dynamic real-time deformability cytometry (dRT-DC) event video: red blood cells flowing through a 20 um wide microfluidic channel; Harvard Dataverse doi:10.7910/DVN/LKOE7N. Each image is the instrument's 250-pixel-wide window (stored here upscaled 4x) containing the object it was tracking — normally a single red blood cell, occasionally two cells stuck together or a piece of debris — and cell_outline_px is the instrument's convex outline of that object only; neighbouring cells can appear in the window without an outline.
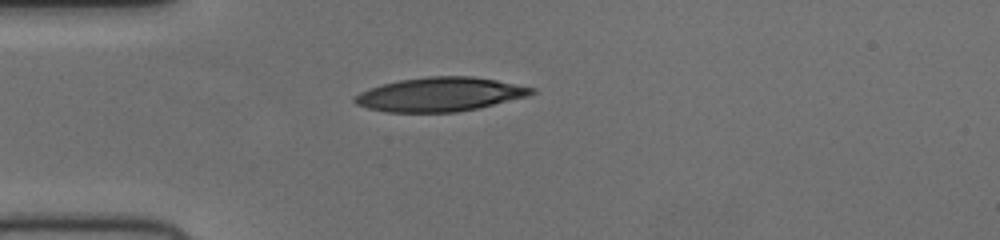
{"species": "human", "species_latin": "Homo sapiens", "temperature_condition": "cold", "stored_images_in_passage": 33, "camera_frame_rate_fps": 3000, "um_per_image_px": 0.085, "donor": {"sex": "female"}, "frame": {"image": 1, "passage_image": 1, "time_ms": 0.0, "image_size_px": [1000, 240], "cell_outline_px": [[536, 92], [528, 96], [476, 108], [456, 112], [384, 112], [368, 108], [356, 104], [352, 100], [360, 92], [368, 88], [400, 80], [428, 76], [472, 76], [496, 80], [536, 88]], "centroid_in_image_um": [37.39, 8.02], "position_along_channel_um": 47.6, "area_um2": 34.85}}
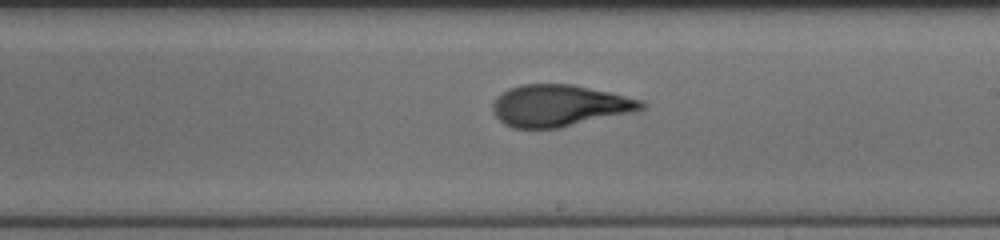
{"frame": {"image": 2, "passage_image": 17, "time_ms": 5.333, "image_size_px": [1000, 240], "cell_outline_px": [[648, 104], [644, 108], [636, 112], [560, 128], [512, 128], [504, 124], [492, 112], [492, 104], [496, 96], [508, 88], [520, 84], [572, 84], [644, 100]], "centroid_in_image_um": [47.56, 8.98], "position_along_channel_um": 241.4, "area_um2": 36.53}}
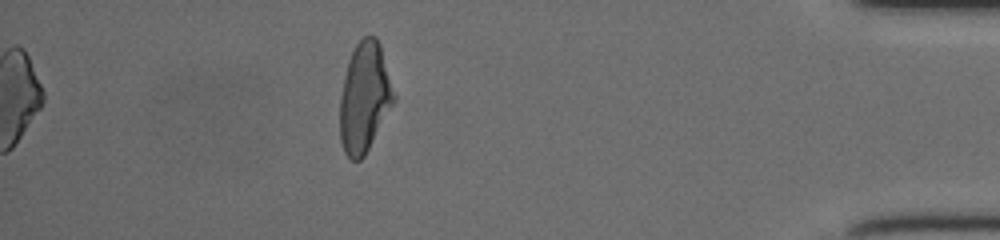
{"frame": {"image": 3, "passage_image": 33, "time_ms": 10.667, "image_size_px": [1000, 240], "cell_outline_px": [[396, 100], [364, 156], [360, 160], [352, 160], [344, 152], [340, 140], [340, 96], [344, 76], [348, 60], [356, 44], [364, 36], [376, 36], [380, 44], [396, 96]], "centroid_in_image_um": [30.99, 8.28], "position_along_channel_um": 404.2, "area_um2": 34.51}}